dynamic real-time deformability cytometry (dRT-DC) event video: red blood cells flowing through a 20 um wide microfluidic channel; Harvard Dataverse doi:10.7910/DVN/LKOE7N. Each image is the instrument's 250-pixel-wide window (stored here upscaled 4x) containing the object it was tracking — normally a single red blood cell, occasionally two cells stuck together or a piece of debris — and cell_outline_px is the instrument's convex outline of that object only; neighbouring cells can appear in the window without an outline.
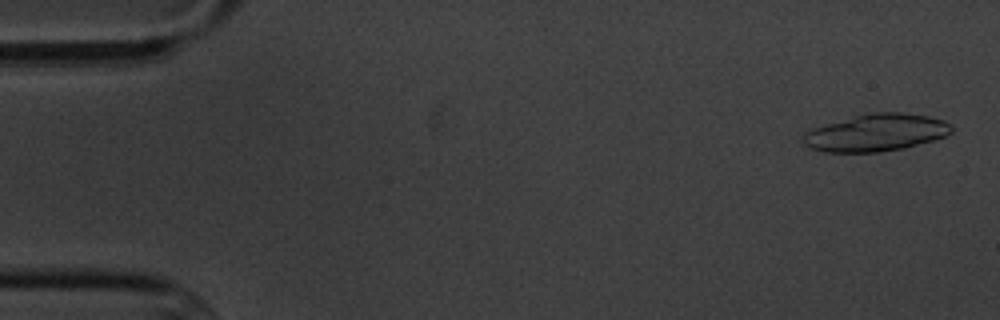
{"species": "common noctule bat (a hibernating species)", "species_latin": "Nyctalus noctula", "temperature_condition": "cold", "stored_images_in_passage": 13, "camera_frame_rate_fps": 3000, "um_per_image_px": 0.085, "animal": {"sex": "male", "body_mass_g": 20.1, "forearm_length_mm": 53.5}, "frame": {"image": 1, "passage_image": 1, "time_ms": 0.0, "image_size_px": [1000, 320], "cell_outline_px": [[952, 132], [936, 140], [904, 148], [880, 152], [824, 152], [808, 148], [804, 144], [804, 136], [812, 128], [856, 116], [872, 112], [900, 112], [928, 116], [944, 120], [952, 128]], "centroid_in_image_um": [74.49, 11.29], "position_along_channel_um": 10.5, "area_um2": 31.96}}